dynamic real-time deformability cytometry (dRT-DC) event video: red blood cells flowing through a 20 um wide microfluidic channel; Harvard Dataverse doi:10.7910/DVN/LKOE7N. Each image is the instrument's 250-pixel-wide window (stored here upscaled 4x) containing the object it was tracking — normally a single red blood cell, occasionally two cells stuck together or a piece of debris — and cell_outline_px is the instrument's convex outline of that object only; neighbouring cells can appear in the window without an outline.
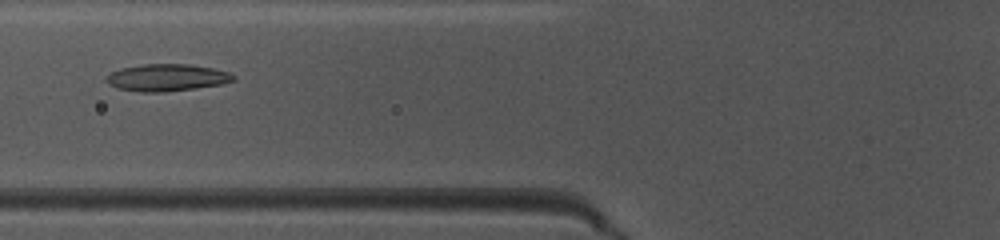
{"species": "common noctule bat (a hibernating species)", "species_latin": "Nyctalus noctula", "temperature_condition": "warm", "stored_images_in_passage": 30, "camera_frame_rate_fps": 3000, "um_per_image_px": 0.085, "animal": {"sex": "female", "body_mass_g": 10.0, "forearm_length_mm": 53.1}, "frame": {"image": 1, "passage_image": 6, "time_ms": 1.667, "image_size_px": [1000, 240], "cell_outline_px": [[236, 80], [220, 84], [196, 88], [164, 92], [140, 92], [116, 88], [108, 84], [108, 76], [112, 72], [120, 68], [140, 64], [192, 64], [232, 72], [236, 76]], "centroid_in_image_um": [14.22, 6.59], "position_along_channel_um": 111.6, "area_um2": 20.17}}
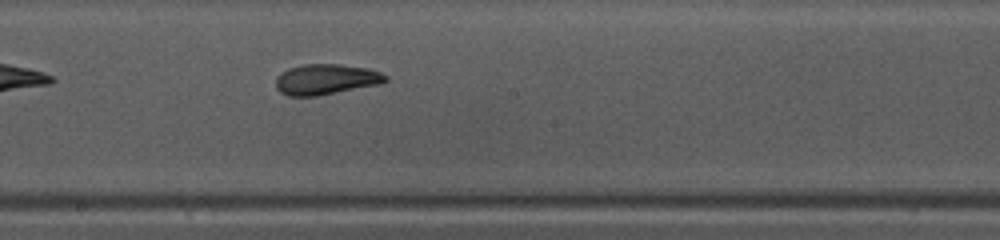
{"frame": {"image": 2, "passage_image": 14, "time_ms": 4.333, "image_size_px": [1000, 240], "cell_outline_px": [[388, 80], [380, 84], [316, 96], [288, 96], [280, 92], [276, 88], [276, 76], [280, 72], [288, 68], [304, 64], [340, 64], [368, 68], [380, 72], [388, 76]], "centroid_in_image_um": [27.69, 6.74], "position_along_channel_um": 220.5, "area_um2": 19.65}}
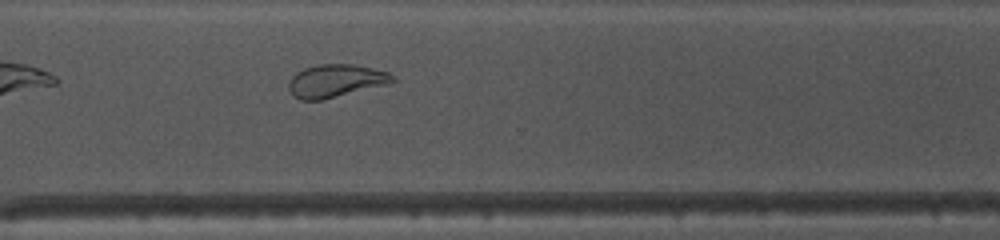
{"frame": {"image": 3, "passage_image": 23, "time_ms": 7.333, "image_size_px": [1000, 240], "cell_outline_px": [[396, 80], [320, 100], [300, 100], [288, 88], [288, 84], [292, 76], [296, 72], [304, 68], [320, 64], [352, 64], [372, 68], [388, 72]], "centroid_in_image_um": [28.45, 6.84], "position_along_channel_um": 342.2, "area_um2": 19.07}, "authors_computed_cell_mechanics": {"area_um2": 19.4786, "velocity_mm_per_s": 4.065, "shape_relaxation_time_tau1_ms": 7.5875, "shape_relaxation_time_tau2_ms": 1.7965, "deformation_change_tau1": 0.2308, "deformation_change_tau2": 0.0836}}